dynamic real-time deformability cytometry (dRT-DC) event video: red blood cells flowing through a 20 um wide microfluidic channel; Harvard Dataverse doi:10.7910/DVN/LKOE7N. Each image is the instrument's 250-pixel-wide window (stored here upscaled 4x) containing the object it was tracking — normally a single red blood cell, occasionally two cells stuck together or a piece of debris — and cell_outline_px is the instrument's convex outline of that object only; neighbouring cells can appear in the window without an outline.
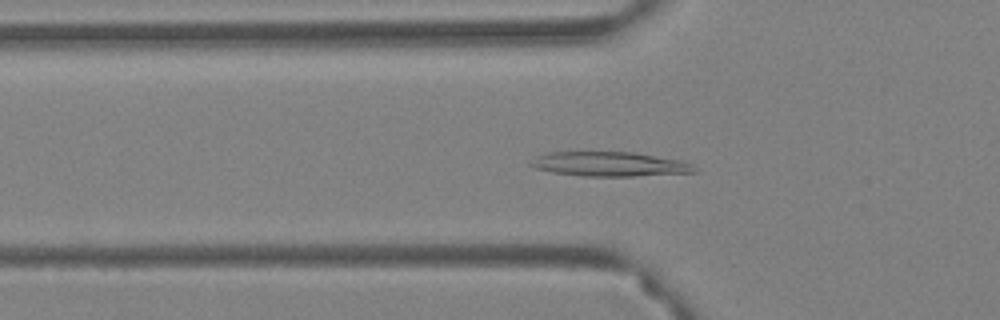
{"species": "Egyptian fruit bat (a non-hibernating species)", "species_latin": "Rousettus aegyptiacus", "temperature_condition": "warm", "stored_images_in_passage": 61, "camera_frame_rate_fps": 3000, "um_per_image_px": 0.085, "animal": {"sex": "female"}, "frame": {"image": 1, "passage_image": 21, "time_ms": 6.667, "image_size_px": [1000, 320], "cell_outline_px": [[696, 172], [632, 176], [584, 176], [552, 172], [536, 168], [528, 164], [536, 156], [548, 152], [632, 152], [684, 160], [692, 164], [696, 168]], "centroid_in_image_um": [51.84, 13.94], "position_along_channel_um": 74.0, "area_um2": 23.35}}
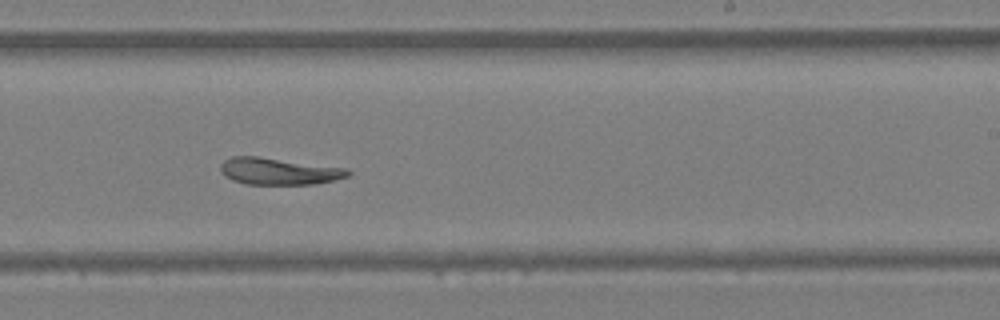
{"frame": {"image": 2, "passage_image": 38, "time_ms": 12.333, "image_size_px": [1000, 320], "cell_outline_px": [[352, 172], [348, 176], [336, 180], [312, 184], [248, 184], [232, 180], [224, 176], [220, 172], [220, 164], [224, 160], [232, 156], [256, 156], [348, 168]], "centroid_in_image_um": [23.69, 14.55], "position_along_channel_um": 265.3, "area_um2": 20.0}}
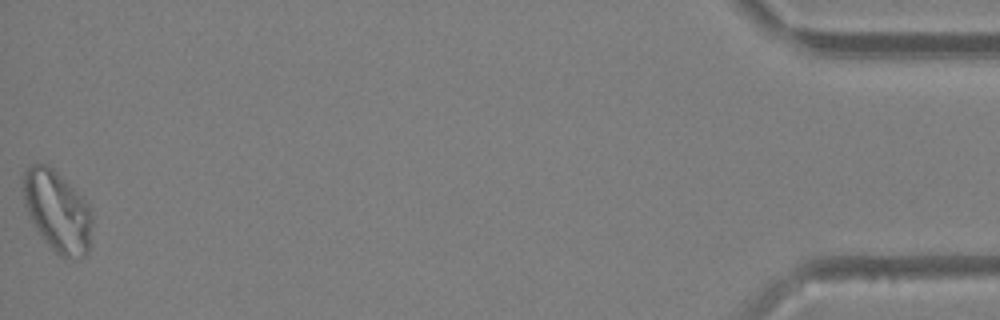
{"frame": {"image": 3, "passage_image": 61, "time_ms": 20.0, "image_size_px": [1000, 320], "cell_outline_px": [[92, 224], [88, 252], [84, 256], [64, 260], [52, 248], [36, 228], [24, 204], [24, 168], [32, 164], [48, 164], [88, 204], [92, 212]], "centroid_in_image_um": [4.89, 17.97], "position_along_channel_um": 430.3, "area_um2": 32.02}}